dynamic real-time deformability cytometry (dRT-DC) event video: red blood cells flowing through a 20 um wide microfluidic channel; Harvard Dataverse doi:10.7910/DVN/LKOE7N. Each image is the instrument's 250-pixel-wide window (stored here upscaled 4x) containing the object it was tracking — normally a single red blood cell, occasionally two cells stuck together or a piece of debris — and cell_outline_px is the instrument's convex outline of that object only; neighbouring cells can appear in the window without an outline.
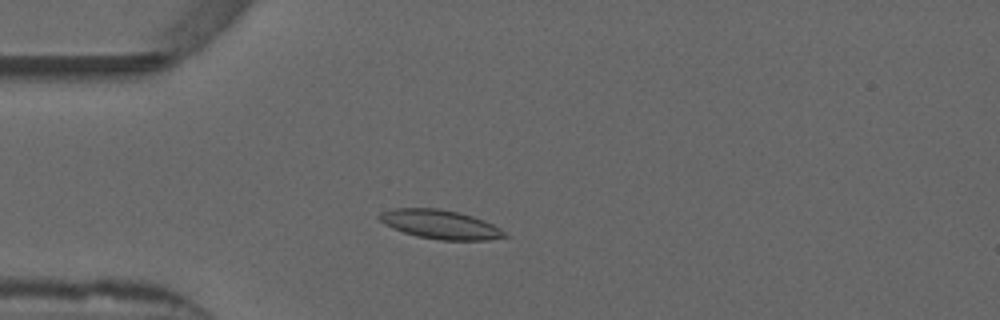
{"species": "common noctule bat (a hibernating species)", "species_latin": "Nyctalus noctula", "temperature_condition": "warm", "stored_images_in_passage": 50, "camera_frame_rate_fps": 3000, "um_per_image_px": 0.085, "animal": {"sex": "male", "forearm_length_mm": 52.5}, "frame": {"image": 1, "passage_image": 11, "time_ms": 3.333, "image_size_px": [1000, 320], "cell_outline_px": [[512, 236], [488, 240], [440, 240], [416, 236], [392, 228], [384, 224], [376, 216], [380, 212], [396, 208], [440, 208], [472, 216], [484, 220], [500, 228]], "centroid_in_image_um": [37.43, 19.08], "position_along_channel_um": 47.6, "area_um2": 21.27}}
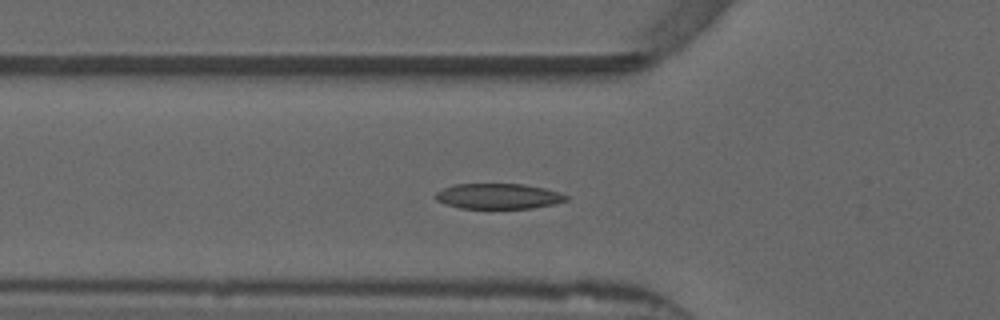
{"frame": {"image": 2, "passage_image": 15, "time_ms": 4.667, "image_size_px": [1000, 320], "cell_outline_px": [[568, 200], [552, 204], [532, 208], [460, 208], [444, 204], [436, 200], [432, 196], [436, 192], [444, 188], [456, 184], [524, 184], [544, 188], [560, 192], [568, 196]], "centroid_in_image_um": [42.33, 16.67], "position_along_channel_um": 83.5, "area_um2": 19.36}}
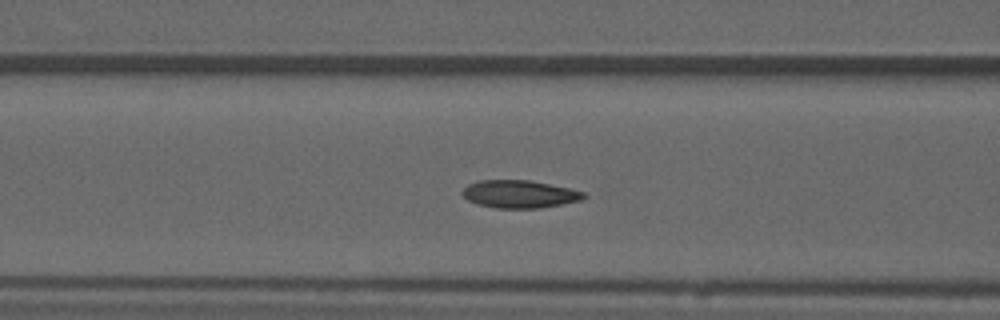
{"frame": {"image": 3, "passage_image": 18, "time_ms": 5.667, "image_size_px": [1000, 320], "cell_outline_px": [[588, 196], [580, 200], [540, 208], [496, 208], [476, 204], [468, 200], [460, 192], [468, 184], [480, 180], [528, 180], [568, 188], [584, 192]], "centroid_in_image_um": [44.12, 16.5], "position_along_channel_um": 122.5, "area_um2": 19.48}, "authors_computed_cell_mechanics": {"area_um2": 19.6809, "velocity_mm_per_s": 3.8351, "shape_relaxation_time_tau1_ms": 4.3339, "shape_relaxation_time_tau2_ms": 1.2173, "deformation_change_tau1": 0.152, "deformation_change_tau2": 0.0666}}